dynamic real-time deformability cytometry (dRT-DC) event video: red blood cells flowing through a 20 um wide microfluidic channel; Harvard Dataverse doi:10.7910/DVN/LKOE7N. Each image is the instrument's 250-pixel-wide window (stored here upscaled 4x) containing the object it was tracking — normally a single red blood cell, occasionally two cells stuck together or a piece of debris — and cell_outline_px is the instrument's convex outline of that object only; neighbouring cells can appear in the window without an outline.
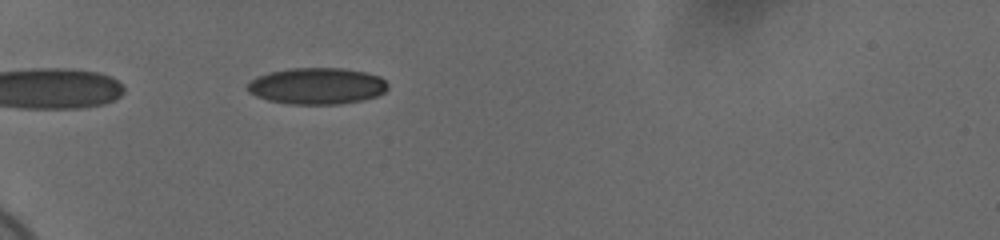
{"species": "human", "species_latin": "Homo sapiens", "temperature_condition": "cold", "stored_images_in_passage": 38, "camera_frame_rate_fps": 3000, "um_per_image_px": 0.085, "donor": {"sex": "female"}, "frame": {"image": 1, "passage_image": 1, "time_ms": 0.0, "image_size_px": [1000, 240], "cell_outline_px": [[388, 88], [384, 92], [376, 96], [360, 100], [340, 104], [288, 104], [268, 100], [256, 96], [248, 92], [248, 84], [256, 76], [268, 72], [292, 68], [340, 68], [368, 72], [380, 76], [388, 84]], "centroid_in_image_um": [26.94, 7.3], "position_along_channel_um": 58.1, "area_um2": 29.88}}
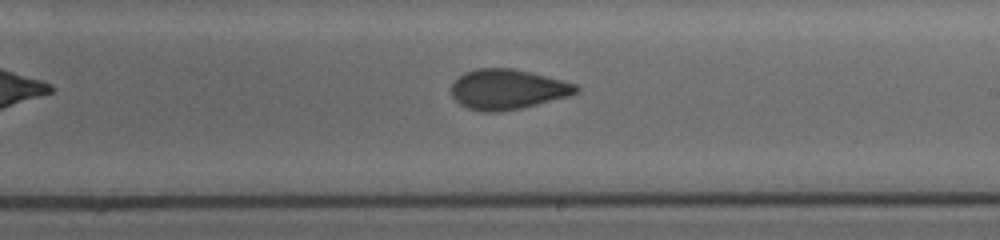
{"frame": {"image": 2, "passage_image": 18, "time_ms": 5.667, "image_size_px": [1000, 240], "cell_outline_px": [[580, 92], [568, 96], [520, 108], [500, 112], [480, 112], [468, 108], [460, 104], [452, 96], [452, 84], [464, 72], [476, 68], [512, 68], [576, 84], [580, 88]], "centroid_in_image_um": [43.12, 7.6], "position_along_channel_um": 245.9, "area_um2": 28.9}}
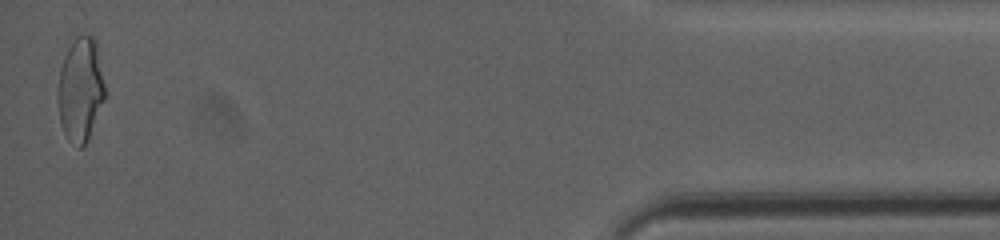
{"frame": {"image": 3, "passage_image": 38, "time_ms": 12.333, "image_size_px": [1000, 240], "cell_outline_px": [[104, 100], [88, 140], [80, 148], [68, 140], [60, 124], [56, 96], [56, 88], [60, 68], [64, 56], [68, 48], [76, 36], [92, 36], [96, 40], [104, 84]], "centroid_in_image_um": [6.8, 7.63], "position_along_channel_um": 428.4, "area_um2": 28.67}, "authors_computed_cell_mechanics": {"area_um2": 29.1023, "velocity_mm_per_s": 3.6992, "shape_relaxation_time_tau1_ms": 7.4543, "shape_relaxation_time_tau2_ms": 1.3219, "deformation_change_tau1": 0.1777, "deformation_change_tau2": 0.0636}}